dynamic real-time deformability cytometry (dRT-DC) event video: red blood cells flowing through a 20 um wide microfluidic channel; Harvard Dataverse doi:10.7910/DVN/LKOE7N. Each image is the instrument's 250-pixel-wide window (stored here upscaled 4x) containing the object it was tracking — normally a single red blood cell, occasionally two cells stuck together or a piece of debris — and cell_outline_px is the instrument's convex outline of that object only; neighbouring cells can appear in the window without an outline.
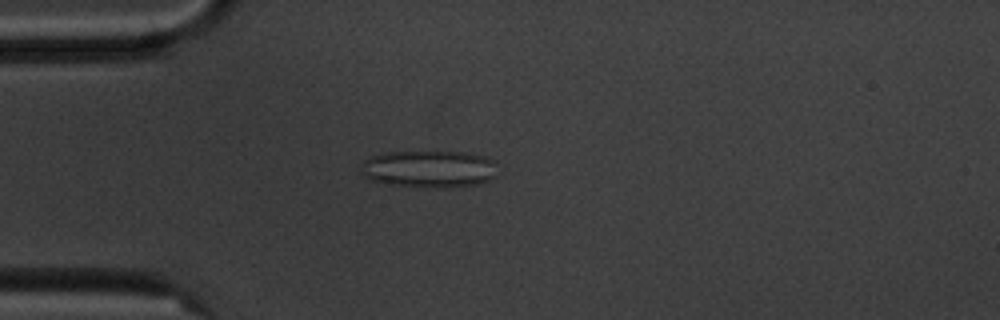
{"species": "common noctule bat (a hibernating species)", "species_latin": "Nyctalus noctula", "temperature_condition": "cold", "stored_images_in_passage": 5, "camera_frame_rate_fps": 3000, "um_per_image_px": 0.085, "animal": {"sex": "male", "body_mass_g": 20.1, "forearm_length_mm": 53.5}, "frame": {"image": 1, "passage_image": 4, "time_ms": 3.667, "image_size_px": [1000, 320], "cell_outline_px": [[496, 176], [488, 180], [476, 184], [452, 188], [436, 188], [392, 184], [372, 180], [364, 176], [360, 172], [364, 160], [368, 156], [384, 152], [468, 152], [484, 156], [496, 160]], "centroid_in_image_um": [36.5, 14.35], "position_along_channel_um": 48.5, "area_um2": 29.88}}